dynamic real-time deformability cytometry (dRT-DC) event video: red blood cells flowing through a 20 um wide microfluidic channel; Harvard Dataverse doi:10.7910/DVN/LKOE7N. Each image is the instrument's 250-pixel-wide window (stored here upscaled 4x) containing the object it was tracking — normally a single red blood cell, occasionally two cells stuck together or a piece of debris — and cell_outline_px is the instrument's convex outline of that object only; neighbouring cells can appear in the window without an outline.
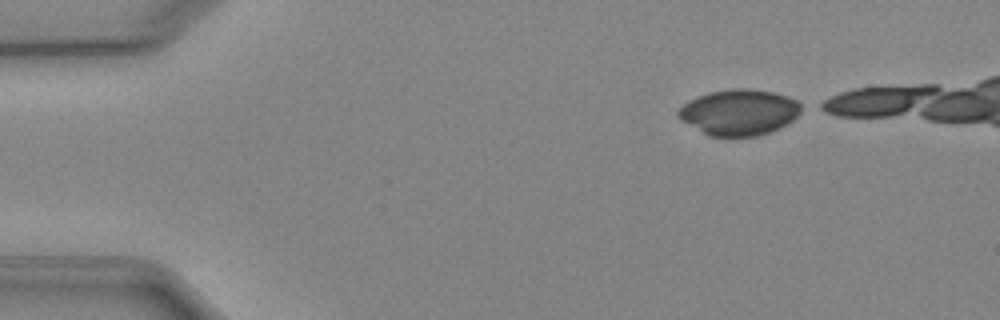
{"species": "Egyptian fruit bat (a non-hibernating species)", "species_latin": "Rousettus aegyptiacus", "temperature_condition": "cold", "stored_images_in_passage": 36, "camera_frame_rate_fps": 3000, "um_per_image_px": 0.085, "animal": {"sex": "female"}, "frame": {"image": 1, "passage_image": 1, "time_ms": 0.0, "image_size_px": [1000, 320], "cell_outline_px": [[808, 108], [788, 124], [780, 128], [756, 136], [728, 140], [708, 136], [680, 120], [676, 116], [676, 112], [688, 100], [712, 92], [732, 88], [748, 88], [772, 92], [788, 96], [800, 100], [808, 104]], "centroid_in_image_um": [62.9, 9.58], "position_along_channel_um": 22.1, "area_um2": 34.22}}
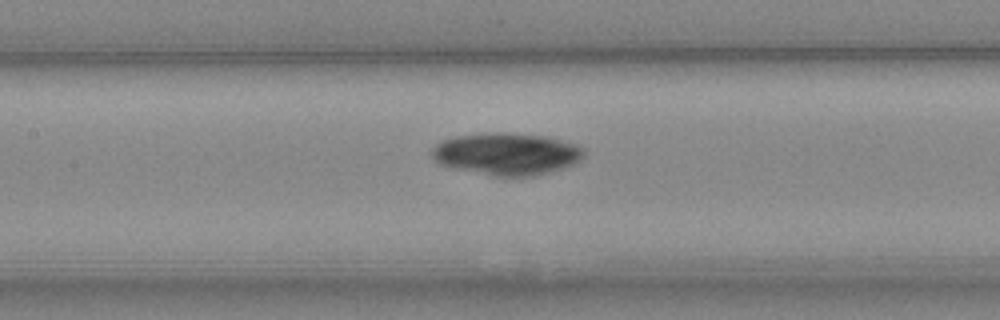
{"frame": {"image": 2, "passage_image": 18, "time_ms": 5.667, "image_size_px": [1000, 320], "cell_outline_px": [[584, 156], [580, 160], [564, 168], [536, 176], [492, 176], [452, 168], [440, 164], [432, 156], [432, 148], [440, 140], [456, 136], [484, 132], [504, 132], [548, 136], [576, 144], [584, 148]], "centroid_in_image_um": [43.06, 13.07], "position_along_channel_um": 164.3, "area_um2": 37.8}}
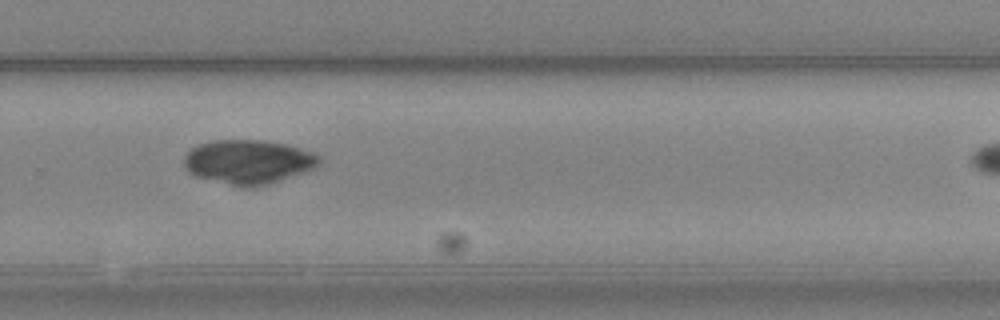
{"frame": {"image": 3, "passage_image": 29, "time_ms": 9.333, "image_size_px": [1000, 320], "cell_outline_px": [[320, 164], [316, 168], [256, 188], [244, 188], [196, 176], [188, 172], [184, 164], [184, 156], [192, 148], [200, 144], [212, 140], [264, 140], [284, 144], [300, 148], [312, 152], [320, 156]], "centroid_in_image_um": [21.12, 13.76], "position_along_channel_um": 308.7, "area_um2": 34.85}}